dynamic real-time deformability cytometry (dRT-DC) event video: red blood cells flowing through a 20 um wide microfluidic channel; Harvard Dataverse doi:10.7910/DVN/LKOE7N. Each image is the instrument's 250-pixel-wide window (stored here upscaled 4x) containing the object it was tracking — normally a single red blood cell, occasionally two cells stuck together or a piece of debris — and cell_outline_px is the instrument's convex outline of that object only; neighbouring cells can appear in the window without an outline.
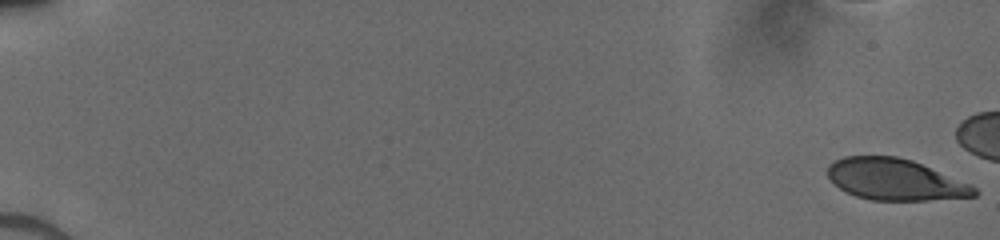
{"species": "human", "species_latin": "Homo sapiens", "temperature_condition": "cold", "stored_images_in_passage": 44, "camera_frame_rate_fps": 3000, "um_per_image_px": 0.085, "donor": {"sex": "male"}, "frame": {"image": 1, "passage_image": 1, "time_ms": 0.0, "image_size_px": [1000, 240], "cell_outline_px": [[980, 192], [976, 196], [928, 200], [872, 200], [856, 196], [844, 192], [828, 176], [828, 164], [844, 156], [896, 156], [912, 160], [972, 184]], "centroid_in_image_um": [76.11, 15.26], "position_along_channel_um": 8.9, "area_um2": 35.37}}